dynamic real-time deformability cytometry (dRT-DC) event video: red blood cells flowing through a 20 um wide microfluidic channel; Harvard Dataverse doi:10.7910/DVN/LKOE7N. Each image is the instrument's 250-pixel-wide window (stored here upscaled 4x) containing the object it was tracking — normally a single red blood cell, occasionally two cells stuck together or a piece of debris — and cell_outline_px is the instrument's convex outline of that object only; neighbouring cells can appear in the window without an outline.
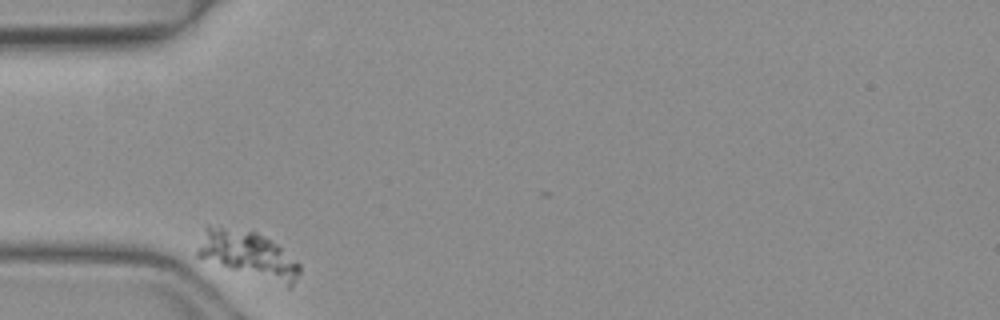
{"species": "common noctule bat (a hibernating species)", "species_latin": "Nyctalus noctula", "temperature_condition": "warm", "stored_images_in_passage": 32, "camera_frame_rate_fps": 3000, "um_per_image_px": 0.085, "animal": {"sex": "female", "body_mass_g": 19.3, "forearm_length_mm": 54.1}, "frame": {"image": 1, "passage_image": 1, "time_ms": 0.0, "image_size_px": [1000, 320], "cell_outline_px": [[300, 272], [292, 288], [288, 288], [228, 268], [196, 256], [196, 248], [204, 224], [208, 224], [252, 228], [276, 244], [300, 264]], "centroid_in_image_um": [21.04, 21.58], "position_along_channel_um": 64.0, "area_um2": 28.67}}
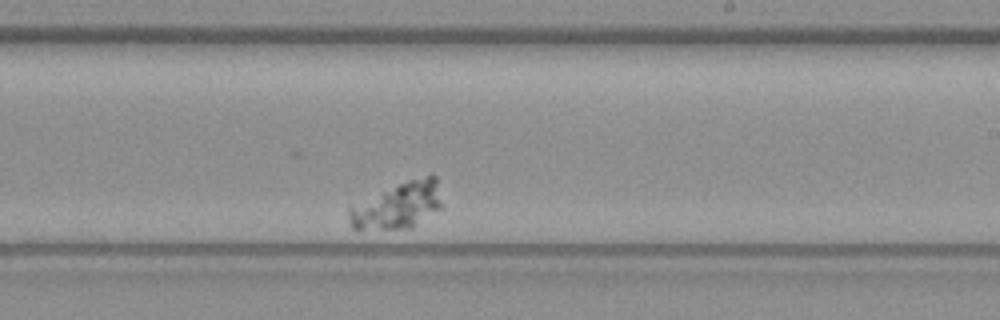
{"frame": {"image": 2, "passage_image": 20, "time_ms": 6.333, "image_size_px": [1000, 320], "cell_outline_px": [[444, 208], [412, 228], [352, 228], [348, 220], [348, 204], [408, 180], [432, 172], [436, 176], [444, 204]], "centroid_in_image_um": [33.87, 17.43], "position_along_channel_um": 255.1, "area_um2": 25.95}}
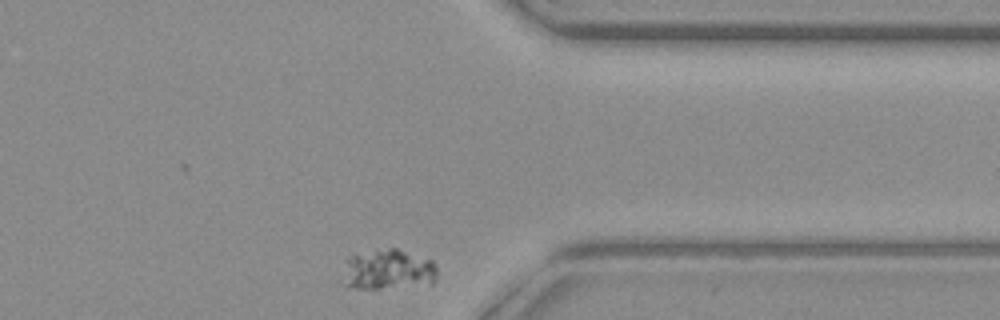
{"frame": {"image": 3, "passage_image": 32, "time_ms": 10.333, "image_size_px": [1000, 320], "cell_outline_px": [[436, 276], [432, 284], [380, 288], [348, 288], [344, 284], [344, 260], [352, 252], [388, 248], [396, 248], [432, 260], [436, 264]], "centroid_in_image_um": [32.93, 22.89], "position_along_channel_um": 378.5, "area_um2": 22.6}}